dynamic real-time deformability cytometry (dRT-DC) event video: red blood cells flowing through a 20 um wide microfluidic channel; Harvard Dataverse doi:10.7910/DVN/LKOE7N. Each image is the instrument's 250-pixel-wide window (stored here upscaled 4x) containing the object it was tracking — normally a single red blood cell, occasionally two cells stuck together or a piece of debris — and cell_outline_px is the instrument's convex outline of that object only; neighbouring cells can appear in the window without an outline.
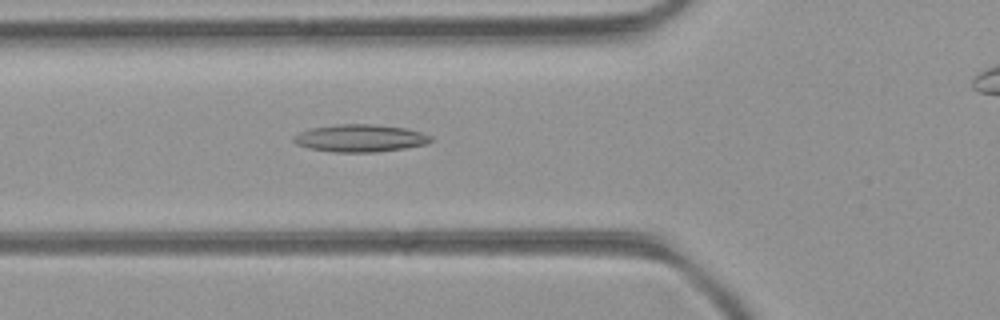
{"species": "common noctule bat (a hibernating species)", "species_latin": "Nyctalus noctula", "temperature_condition": "room temperature", "stored_images_in_passage": 33, "camera_frame_rate_fps": 3000, "um_per_image_px": 0.085, "animal": {"sex": "female", "body_mass_g": 21.9}, "frame": {"image": 1, "passage_image": 8, "time_ms": 2.333, "image_size_px": [1000, 320], "cell_outline_px": [[432, 140], [428, 144], [404, 148], [376, 152], [332, 152], [308, 148], [296, 144], [292, 140], [292, 136], [300, 132], [312, 128], [336, 124], [372, 124], [404, 128], [420, 132], [432, 136]], "centroid_in_image_um": [30.59, 11.75], "position_along_channel_um": 95.2, "area_um2": 21.96}}
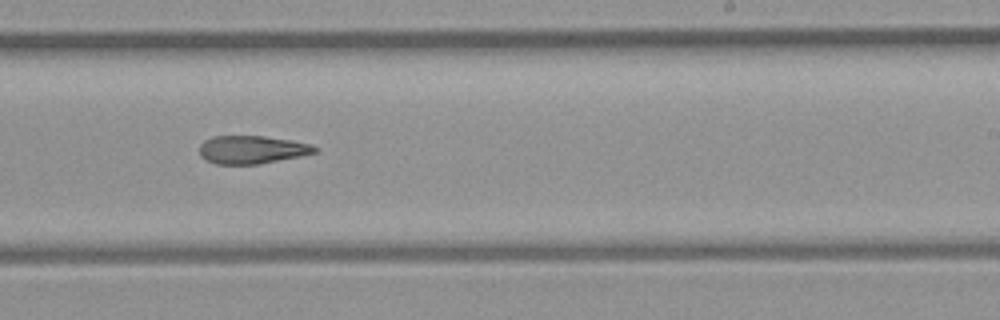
{"frame": {"image": 2, "passage_image": 20, "time_ms": 6.333, "image_size_px": [1000, 320], "cell_outline_px": [[316, 152], [300, 156], [260, 164], [216, 164], [200, 156], [200, 144], [204, 140], [212, 136], [264, 136], [292, 140], [312, 144], [316, 148]], "centroid_in_image_um": [21.4, 12.71], "position_along_channel_um": 267.6, "area_um2": 18.84}}
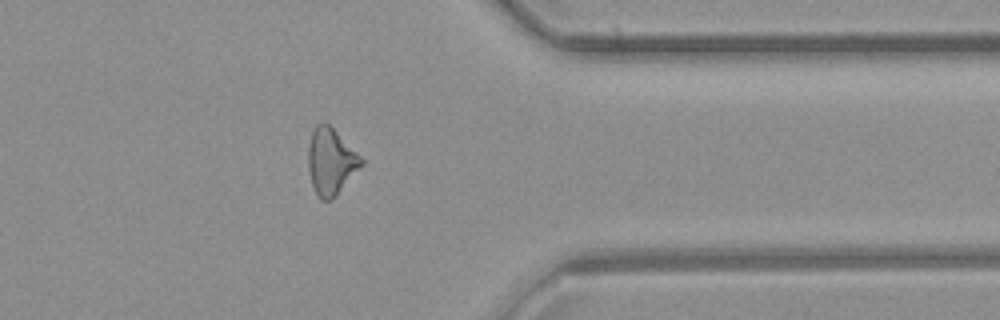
{"frame": {"image": 3, "passage_image": 29, "time_ms": 9.333, "image_size_px": [1000, 320], "cell_outline_px": [[364, 164], [332, 200], [320, 200], [312, 184], [308, 168], [308, 148], [312, 132], [316, 124], [324, 120], [364, 160]], "centroid_in_image_um": [28.12, 13.73], "position_along_channel_um": 383.3, "area_um2": 20.35}}